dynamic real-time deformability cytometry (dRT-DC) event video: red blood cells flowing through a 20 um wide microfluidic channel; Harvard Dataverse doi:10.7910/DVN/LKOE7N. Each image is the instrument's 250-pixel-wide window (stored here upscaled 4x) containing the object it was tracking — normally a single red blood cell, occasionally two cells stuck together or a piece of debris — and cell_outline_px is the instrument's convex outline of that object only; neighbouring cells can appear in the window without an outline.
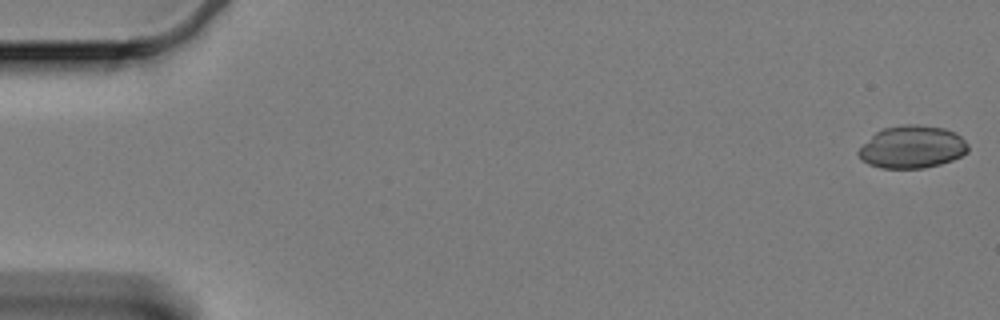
{"species": "Egyptian fruit bat (a non-hibernating species)", "species_latin": "Rousettus aegyptiacus", "temperature_condition": "cold", "stored_images_in_passage": 60, "camera_frame_rate_fps": 3000, "um_per_image_px": 0.085, "animal": {"sex": "female"}, "frame": {"image": 1, "passage_image": 1, "time_ms": 0.0, "image_size_px": [1000, 320], "cell_outline_px": [[968, 152], [952, 160], [940, 164], [924, 168], [880, 168], [868, 164], [860, 160], [856, 152], [876, 132], [884, 128], [904, 124], [916, 124], [944, 128], [956, 132], [968, 144]], "centroid_in_image_um": [77.53, 12.5], "position_along_channel_um": 7.5, "area_um2": 27.22}}
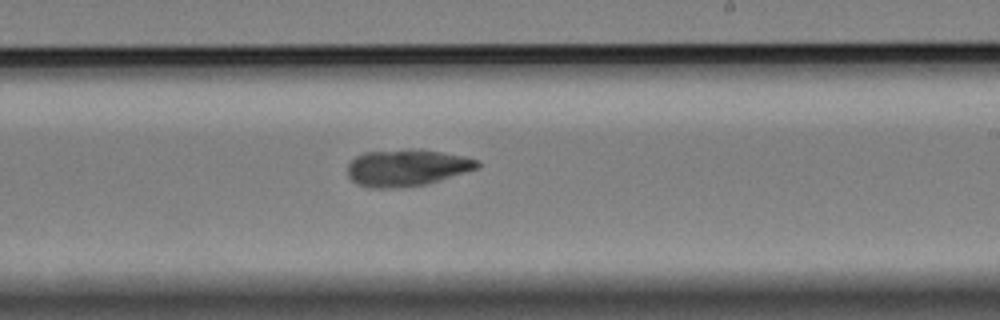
{"frame": {"image": 2, "passage_image": 36, "time_ms": 11.667, "image_size_px": [1000, 320], "cell_outline_px": [[480, 168], [428, 184], [400, 188], [368, 188], [356, 184], [348, 176], [348, 164], [356, 156], [364, 152], [420, 148], [464, 156], [480, 160]], "centroid_in_image_um": [34.6, 14.26], "position_along_channel_um": 254.4, "area_um2": 28.32}}
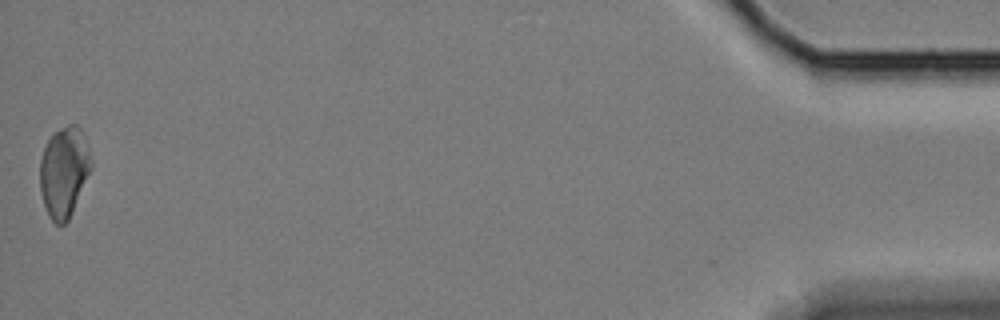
{"frame": {"image": 3, "passage_image": 60, "time_ms": 19.667, "image_size_px": [1000, 320], "cell_outline_px": [[92, 168], [72, 212], [68, 220], [64, 224], [56, 224], [48, 216], [44, 204], [40, 188], [40, 160], [44, 148], [48, 140], [56, 132], [68, 124], [76, 124], [80, 128], [84, 136], [92, 160]], "centroid_in_image_um": [5.45, 14.61], "position_along_channel_um": 429.7, "area_um2": 26.76}, "authors_computed_cell_mechanics": {"area_um2": 27.6862, "velocity_mm_per_s": 3.3219, "shape_relaxation_time_tau1_ms": null, "shape_relaxation_time_tau2_ms": 6.1986, "deformation_change_tau1": null, "deformation_change_tau2": 0.1223}}